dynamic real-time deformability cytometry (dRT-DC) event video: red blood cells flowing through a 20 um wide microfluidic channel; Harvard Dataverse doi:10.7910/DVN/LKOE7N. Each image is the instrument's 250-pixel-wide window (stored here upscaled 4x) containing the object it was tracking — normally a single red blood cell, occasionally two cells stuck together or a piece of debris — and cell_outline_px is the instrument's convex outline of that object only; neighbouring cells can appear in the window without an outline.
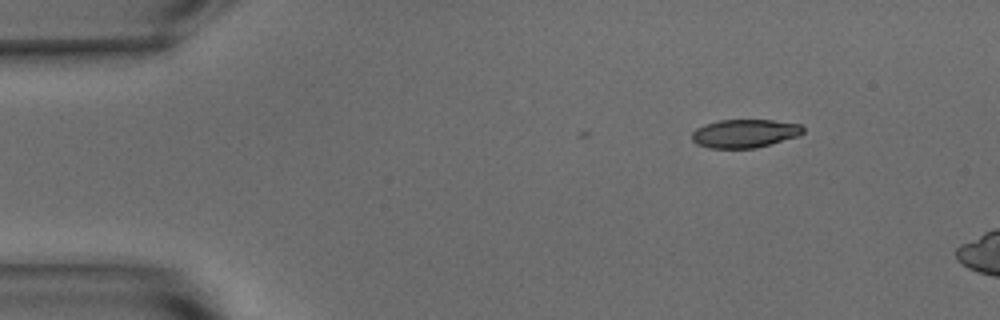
{"species": "common noctule bat (a hibernating species)", "species_latin": "Nyctalus noctula", "temperature_condition": "warm", "stored_images_in_passage": 3, "camera_frame_rate_fps": 3000, "um_per_image_px": 0.085, "animal": {"sex": "male", "body_mass_g": 15.6}, "frame": {"image": 1, "passage_image": 1, "time_ms": 0.0, "image_size_px": [1000, 320], "cell_outline_px": [[804, 132], [800, 136], [756, 148], [708, 148], [696, 144], [692, 140], [692, 132], [696, 128], [704, 124], [720, 120], [772, 120], [800, 124], [804, 128]], "centroid_in_image_um": [63.3, 11.35], "position_along_channel_um": 21.7, "area_um2": 18.55}}